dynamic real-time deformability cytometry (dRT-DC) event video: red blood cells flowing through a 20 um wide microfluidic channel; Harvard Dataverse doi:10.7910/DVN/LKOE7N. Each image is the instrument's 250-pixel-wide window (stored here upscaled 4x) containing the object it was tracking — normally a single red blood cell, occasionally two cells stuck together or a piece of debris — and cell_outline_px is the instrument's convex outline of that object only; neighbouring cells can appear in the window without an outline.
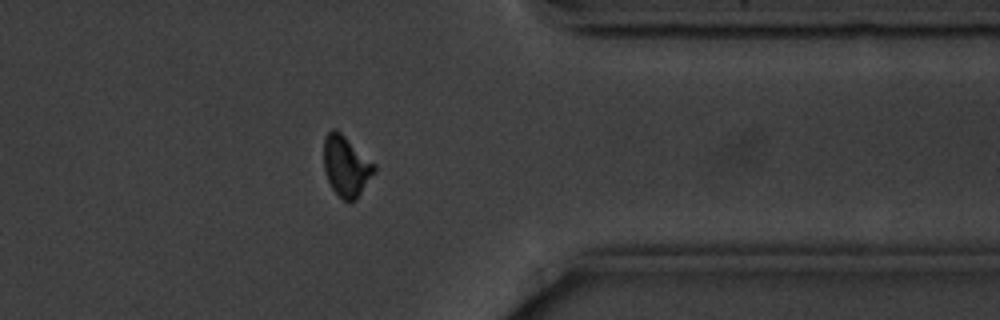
{"species": "common noctule bat (a hibernating species)", "species_latin": "Nyctalus noctula", "temperature_condition": "cold", "stored_images_in_passage": 15, "camera_frame_rate_fps": 3000, "um_per_image_px": 0.085, "animal": {"sex": "male", "body_mass_g": 20.1, "forearm_length_mm": 53.5}, "frame": {"image": 1, "passage_image": 13, "time_ms": 14.667, "image_size_px": [1000, 320], "cell_outline_px": [[376, 172], [356, 200], [344, 200], [332, 188], [328, 180], [324, 168], [324, 136], [332, 128], [336, 128], [376, 164]], "centroid_in_image_um": [29.44, 14.09], "position_along_channel_um": 382.0, "area_um2": 17.86}}
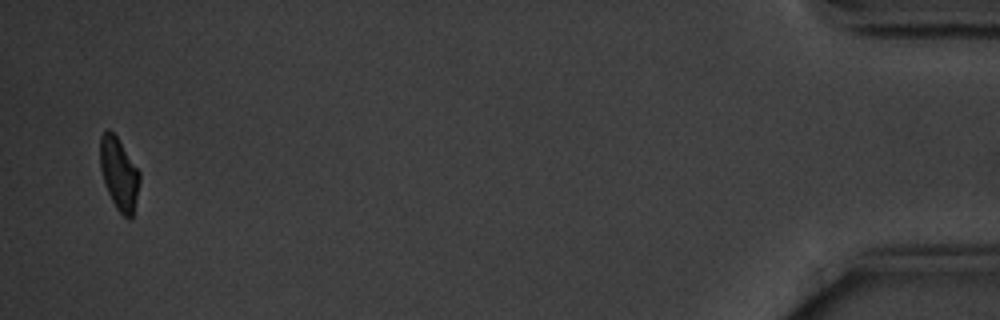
{"frame": {"image": 2, "passage_image": 15, "time_ms": 18.0, "image_size_px": [1000, 320], "cell_outline_px": [[140, 180], [136, 200], [132, 216], [128, 220], [116, 208], [108, 192], [100, 168], [100, 136], [108, 128], [116, 136], [140, 172]], "centroid_in_image_um": [10.11, 14.77], "position_along_channel_um": 425.1, "area_um2": 16.36}, "authors_computed_cell_mechanics": {"area_um2": 17.8602, "velocity_mm_per_s": 3.5519, "shape_relaxation_time_tau1_ms": 1.3287, "shape_relaxation_time_tau2_ms": 9.1235, "deformation_change_tau1": 0.0874, "deformation_change_tau2": 0.1244}}